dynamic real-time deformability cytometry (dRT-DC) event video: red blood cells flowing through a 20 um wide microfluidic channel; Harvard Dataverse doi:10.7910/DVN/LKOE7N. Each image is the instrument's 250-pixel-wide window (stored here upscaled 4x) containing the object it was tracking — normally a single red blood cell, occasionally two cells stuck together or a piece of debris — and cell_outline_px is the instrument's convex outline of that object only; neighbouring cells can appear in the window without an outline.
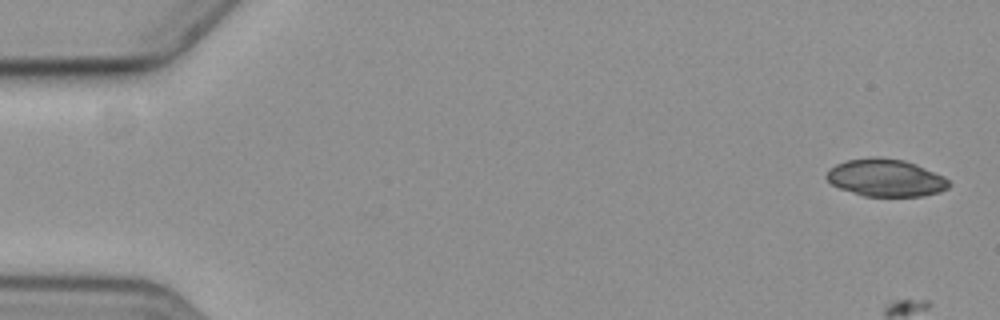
{"species": "common noctule bat (a hibernating species)", "species_latin": "Nyctalus noctula", "temperature_condition": "cold", "stored_images_in_passage": 9, "camera_frame_rate_fps": 3000, "um_per_image_px": 0.085, "animal": {"sex": "female", "body_mass_g": 19.3, "forearm_length_mm": 54.1}, "frame": {"image": 1, "passage_image": 1, "time_ms": 0.0, "image_size_px": [1000, 320], "cell_outline_px": [[948, 188], [940, 192], [924, 196], [864, 196], [840, 188], [832, 184], [824, 176], [828, 168], [836, 164], [848, 160], [868, 156], [880, 156], [904, 160], [916, 164], [944, 176], [948, 180]], "centroid_in_image_um": [75.26, 15.1], "position_along_channel_um": 9.7, "area_um2": 26.88}}